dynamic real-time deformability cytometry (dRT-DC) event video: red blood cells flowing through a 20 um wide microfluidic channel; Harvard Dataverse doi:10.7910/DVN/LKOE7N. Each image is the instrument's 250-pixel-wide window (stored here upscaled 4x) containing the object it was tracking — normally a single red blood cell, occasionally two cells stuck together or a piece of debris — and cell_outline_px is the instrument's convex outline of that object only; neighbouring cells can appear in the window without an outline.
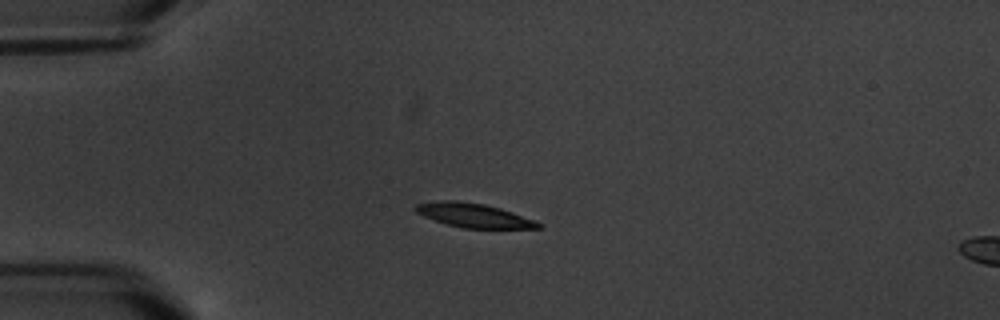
{"species": "common noctule bat (a hibernating species)", "species_latin": "Nyctalus noctula", "temperature_condition": "warm", "stored_images_in_passage": 6, "segment_of_instrument_passage": [1, 2], "camera_frame_rate_fps": 3000, "um_per_image_px": 0.085, "animal": {"sex": "male", "body_mass_g": 20.1, "forearm_length_mm": 53.5}, "frame": {"image": 1, "passage_image": 4, "time_ms": 3.667, "image_size_px": [1000, 320], "cell_outline_px": [[540, 228], [464, 228], [448, 224], [424, 216], [416, 212], [412, 208], [416, 204], [440, 200], [456, 200], [484, 204], [500, 208], [536, 220], [540, 224]], "centroid_in_image_um": [40.25, 18.29], "position_along_channel_um": 44.8, "area_um2": 17.05}}